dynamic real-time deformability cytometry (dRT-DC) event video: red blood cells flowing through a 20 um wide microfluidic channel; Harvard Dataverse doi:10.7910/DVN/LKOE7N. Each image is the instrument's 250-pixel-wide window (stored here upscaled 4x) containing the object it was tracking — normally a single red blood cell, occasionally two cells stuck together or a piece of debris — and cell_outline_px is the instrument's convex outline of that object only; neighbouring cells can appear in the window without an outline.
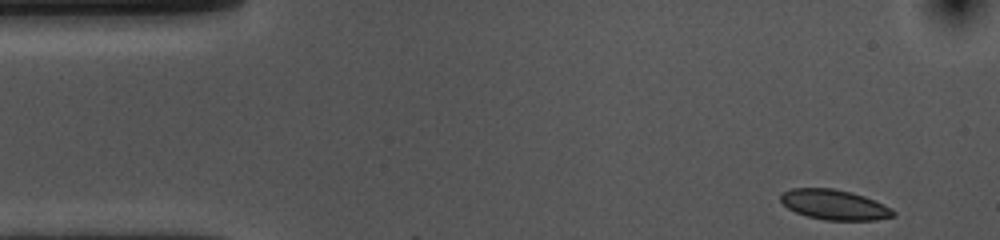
{"species": "common noctule bat (a hibernating species)", "species_latin": "Nyctalus noctula", "temperature_condition": "cold", "stored_images_in_passage": 45, "camera_frame_rate_fps": 3000, "um_per_image_px": 0.085, "animal": {"sex": "female", "body_mass_g": 10.0, "forearm_length_mm": 53.1}, "frame": {"image": 1, "passage_image": 1, "time_ms": 0.0, "image_size_px": [1000, 240], "cell_outline_px": [[896, 216], [876, 220], [824, 220], [808, 216], [796, 212], [788, 208], [780, 200], [780, 196], [784, 192], [792, 188], [832, 188], [852, 192], [864, 196], [892, 208], [896, 212]], "centroid_in_image_um": [70.95, 17.4], "position_along_channel_um": 14.0, "area_um2": 19.71}}
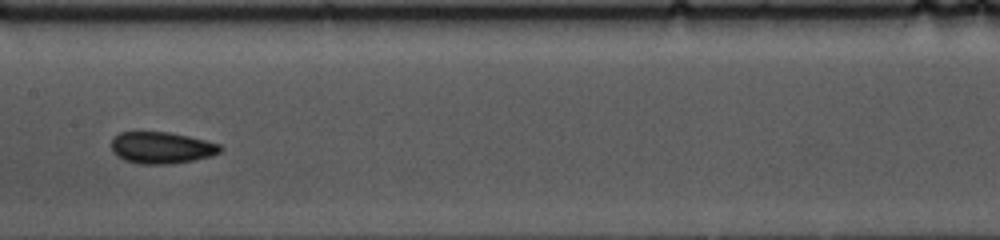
{"frame": {"image": 2, "passage_image": 23, "time_ms": 7.333, "image_size_px": [1000, 240], "cell_outline_px": [[224, 148], [220, 152], [212, 156], [192, 160], [168, 164], [136, 164], [124, 160], [116, 156], [112, 152], [112, 140], [120, 132], [168, 132], [188, 136], [220, 144]], "centroid_in_image_um": [13.73, 12.56], "position_along_channel_um": 193.7, "area_um2": 20.11}}
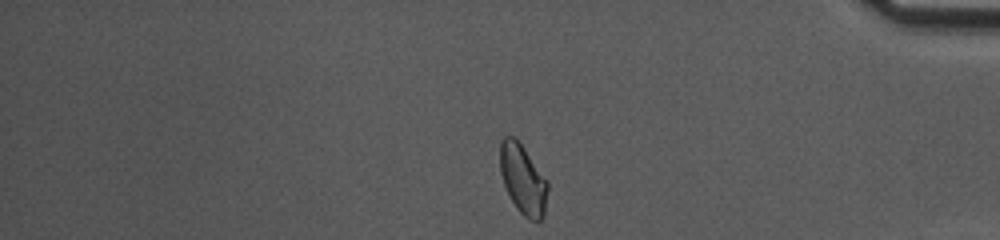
{"frame": {"image": 3, "passage_image": 42, "time_ms": 13.667, "image_size_px": [1000, 240], "cell_outline_px": [[548, 188], [544, 216], [540, 220], [532, 220], [524, 216], [516, 208], [504, 184], [500, 172], [500, 140], [504, 136], [512, 136], [524, 148], [548, 180]], "centroid_in_image_um": [44.46, 15.24], "position_along_channel_um": 390.7, "area_um2": 19.25}, "authors_computed_cell_mechanics": {"area_um2": 19.7676, "velocity_mm_per_s": 3.5979, "shape_relaxation_time_tau1_ms": 4.7216, "shape_relaxation_time_tau2_ms": 2.9086, "deformation_change_tau1": 0.0935, "deformation_change_tau2": 0.0496}}